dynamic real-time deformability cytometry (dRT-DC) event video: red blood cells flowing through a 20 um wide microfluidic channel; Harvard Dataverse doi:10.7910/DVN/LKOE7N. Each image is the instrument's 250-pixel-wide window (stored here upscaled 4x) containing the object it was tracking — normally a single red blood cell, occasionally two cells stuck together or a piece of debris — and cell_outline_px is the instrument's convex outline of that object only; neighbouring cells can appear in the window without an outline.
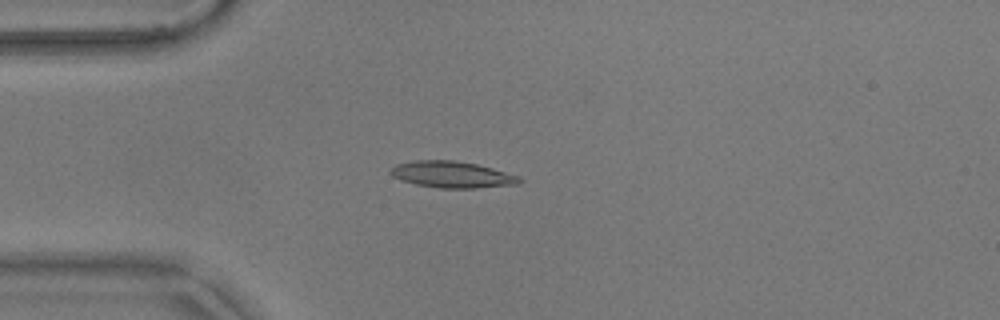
{"species": "common noctule bat (a hibernating species)", "species_latin": "Nyctalus noctula", "temperature_condition": "warm", "stored_images_in_passage": 54, "camera_frame_rate_fps": 3000, "um_per_image_px": 0.085, "animal": {"sex": "male", "body_mass_g": 17.9}, "frame": {"image": 1, "passage_image": 14, "time_ms": 4.333, "image_size_px": [1000, 320], "cell_outline_px": [[524, 180], [520, 184], [476, 188], [440, 188], [416, 184], [400, 180], [392, 176], [388, 172], [396, 164], [412, 160], [452, 160], [476, 164], [492, 168], [520, 176]], "centroid_in_image_um": [38.43, 14.84], "position_along_channel_um": 46.6, "area_um2": 20.0}}
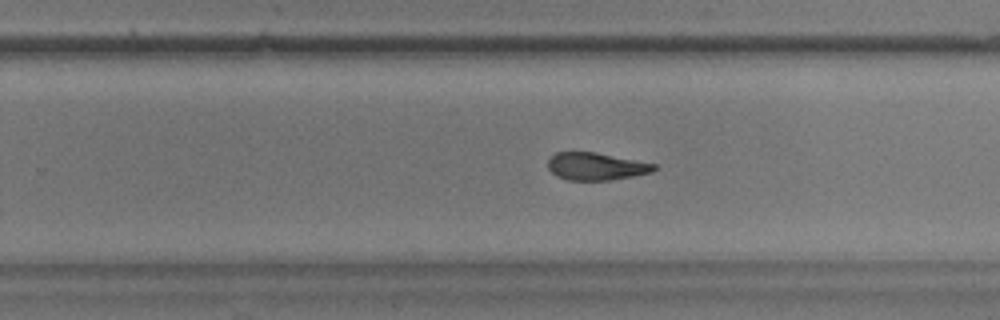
{"frame": {"image": 2, "passage_image": 34, "time_ms": 11.0, "image_size_px": [1000, 320], "cell_outline_px": [[656, 168], [652, 172], [632, 176], [608, 180], [568, 180], [556, 176], [548, 168], [548, 160], [556, 152], [596, 152], [656, 164]], "centroid_in_image_um": [50.65, 14.14], "position_along_channel_um": 279.2, "area_um2": 16.88}}
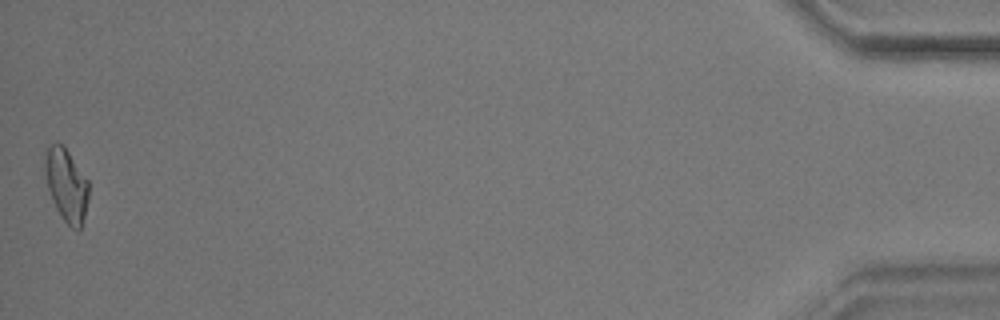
{"frame": {"image": 3, "passage_image": 54, "time_ms": 17.667, "image_size_px": [1000, 320], "cell_outline_px": [[88, 200], [84, 216], [80, 228], [76, 232], [64, 220], [56, 208], [52, 200], [48, 188], [44, 172], [44, 152], [56, 140], [64, 144], [88, 180]], "centroid_in_image_um": [5.62, 15.67], "position_along_channel_um": 429.6, "area_um2": 18.79}, "authors_computed_cell_mechanics": {"area_um2": 18.2937, "velocity_mm_per_s": 3.6896, "shape_relaxation_time_tau1_ms": null, "shape_relaxation_time_tau2_ms": 3.1641, "deformation_change_tau1": null, "deformation_change_tau2": 0.1098}}